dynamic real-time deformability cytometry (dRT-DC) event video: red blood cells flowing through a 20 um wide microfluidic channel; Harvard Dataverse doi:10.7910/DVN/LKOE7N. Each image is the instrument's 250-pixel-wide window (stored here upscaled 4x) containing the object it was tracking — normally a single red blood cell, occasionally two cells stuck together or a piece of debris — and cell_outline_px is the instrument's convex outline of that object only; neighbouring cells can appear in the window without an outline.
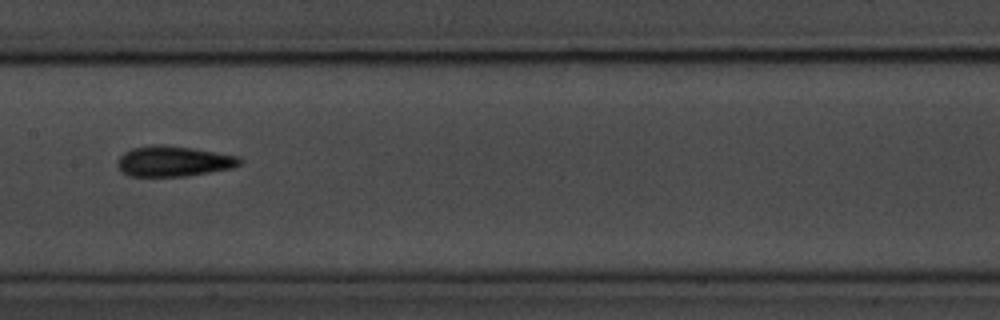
{"species": "common noctule bat (a hibernating species)", "species_latin": "Nyctalus noctula", "temperature_condition": "room temperature", "stored_images_in_passage": 10, "camera_frame_rate_fps": 3000, "um_per_image_px": 0.085, "animal": {"sex": "male", "body_mass_g": 20.1, "forearm_length_mm": 53.5}, "frame": {"image": 1, "passage_image": 9, "time_ms": 9.0, "image_size_px": [1000, 320], "cell_outline_px": [[244, 160], [240, 164], [232, 168], [184, 176], [128, 176], [120, 172], [116, 164], [120, 156], [124, 152], [132, 148], [160, 144], [192, 148], [240, 156]], "centroid_in_image_um": [14.74, 13.71], "position_along_channel_um": 192.7, "area_um2": 21.73}}